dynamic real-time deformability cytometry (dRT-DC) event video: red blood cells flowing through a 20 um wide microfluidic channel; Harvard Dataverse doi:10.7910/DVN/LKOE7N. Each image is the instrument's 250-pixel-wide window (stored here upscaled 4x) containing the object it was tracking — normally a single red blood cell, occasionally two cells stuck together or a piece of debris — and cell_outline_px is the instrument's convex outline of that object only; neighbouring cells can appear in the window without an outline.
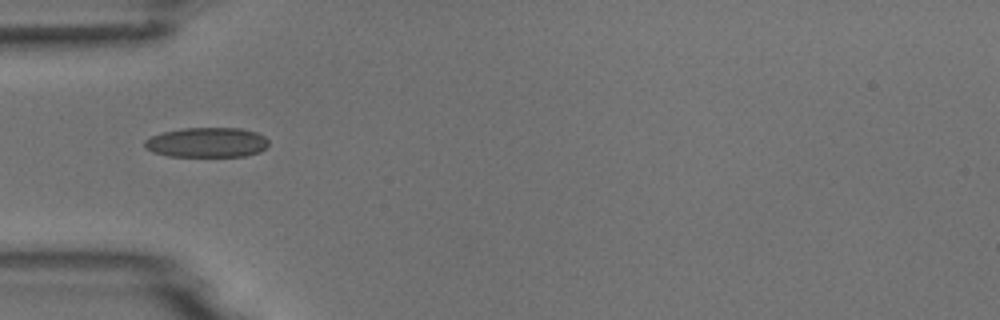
{"species": "common noctule bat (a hibernating species)", "species_latin": "Nyctalus noctula", "temperature_condition": "room temperature", "stored_images_in_passage": 8, "camera_frame_rate_fps": 3000, "um_per_image_px": 0.085, "animal": {"sex": "male", "body_mass_g": 18.8}, "frame": {"image": 1, "passage_image": 5, "time_ms": 4.667, "image_size_px": [1000, 320], "cell_outline_px": [[268, 144], [260, 152], [248, 156], [168, 156], [152, 152], [144, 148], [144, 140], [152, 136], [164, 132], [184, 128], [240, 128], [256, 132], [264, 136], [268, 140]], "centroid_in_image_um": [17.58, 12.11], "position_along_channel_um": 67.4, "area_um2": 21.62}}